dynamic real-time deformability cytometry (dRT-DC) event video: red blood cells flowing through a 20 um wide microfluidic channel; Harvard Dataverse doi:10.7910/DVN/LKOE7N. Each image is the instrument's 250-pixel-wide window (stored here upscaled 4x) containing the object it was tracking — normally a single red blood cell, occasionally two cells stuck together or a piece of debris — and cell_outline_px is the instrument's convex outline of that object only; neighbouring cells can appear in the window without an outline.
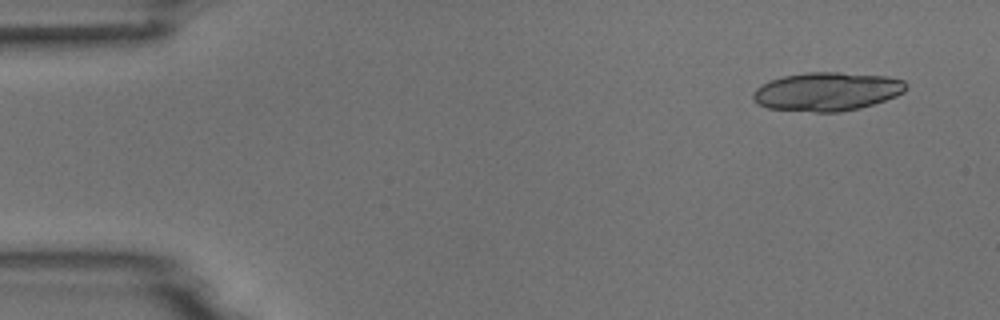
{"species": "common noctule bat (a hibernating species)", "species_latin": "Nyctalus noctula", "temperature_condition": "room temperature", "stored_images_in_passage": 6, "camera_frame_rate_fps": 3000, "um_per_image_px": 0.085, "animal": {"sex": "male", "body_mass_g": 18.8}, "frame": {"image": 1, "passage_image": 1, "time_ms": 0.0, "image_size_px": [1000, 320], "cell_outline_px": [[908, 88], [904, 92], [896, 96], [860, 108], [840, 112], [812, 112], [768, 108], [756, 104], [752, 100], [752, 92], [756, 88], [772, 80], [784, 76], [808, 72], [840, 72], [888, 76], [904, 80], [908, 84]], "centroid_in_image_um": [70.31, 7.78], "position_along_channel_um": 14.7, "area_um2": 34.62}}